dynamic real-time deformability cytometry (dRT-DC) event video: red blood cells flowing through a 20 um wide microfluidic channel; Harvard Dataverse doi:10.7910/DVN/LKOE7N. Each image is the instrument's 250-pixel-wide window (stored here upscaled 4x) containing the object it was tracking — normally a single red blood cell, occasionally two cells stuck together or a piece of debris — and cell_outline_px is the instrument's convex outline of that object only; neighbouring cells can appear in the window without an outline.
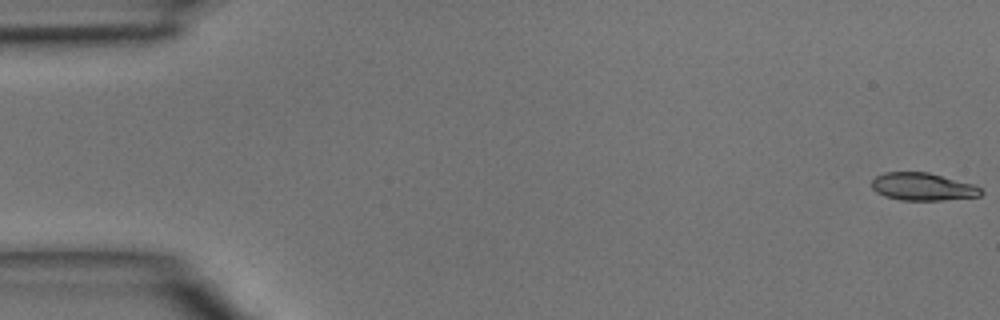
{"species": "common noctule bat (a hibernating species)", "species_latin": "Nyctalus noctula", "temperature_condition": "room temperature", "stored_images_in_passage": 45, "camera_frame_rate_fps": 3000, "um_per_image_px": 0.085, "animal": {"sex": "male", "body_mass_g": 15.6}, "frame": {"image": 1, "passage_image": 1, "time_ms": 0.0, "image_size_px": [1000, 320], "cell_outline_px": [[984, 192], [980, 196], [944, 200], [900, 200], [884, 196], [876, 192], [872, 188], [872, 180], [876, 176], [884, 172], [928, 172], [976, 184]], "centroid_in_image_um": [78.46, 15.87], "position_along_channel_um": 6.5, "area_um2": 17.8}}
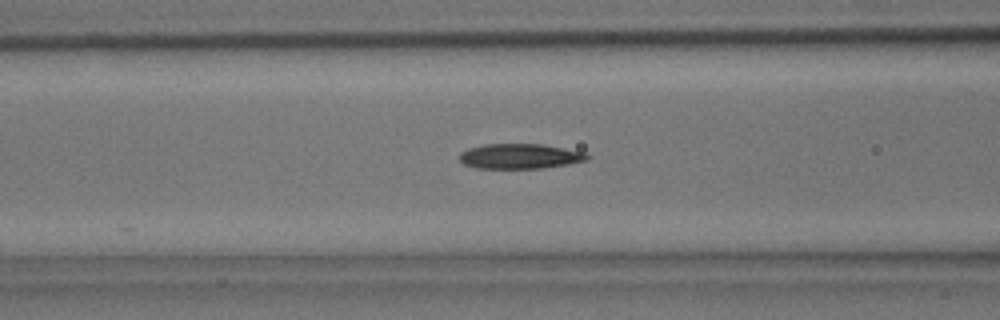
{"frame": {"image": 2, "passage_image": 18, "time_ms": 5.667, "image_size_px": [1000, 320], "cell_outline_px": [[588, 160], [568, 164], [544, 168], [476, 168], [464, 164], [460, 160], [460, 152], [468, 148], [484, 144], [540, 144], [564, 148], [584, 152], [588, 156]], "centroid_in_image_um": [44.17, 13.28], "position_along_channel_um": 122.4, "area_um2": 18.55}}
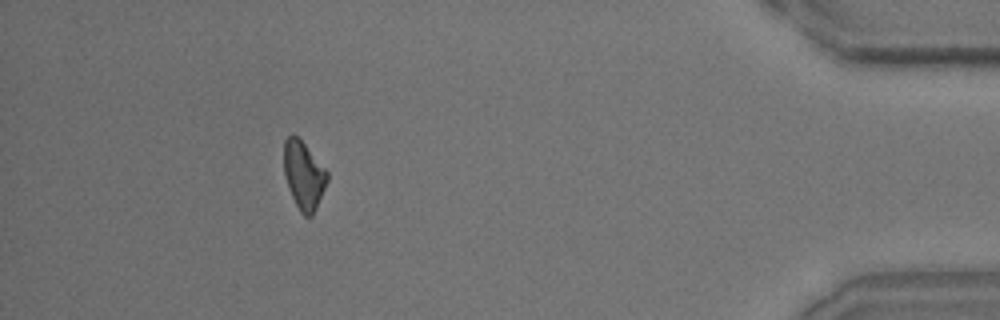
{"frame": {"image": 3, "passage_image": 41, "time_ms": 13.333, "image_size_px": [1000, 320], "cell_outline_px": [[328, 180], [316, 208], [312, 216], [304, 216], [300, 212], [288, 188], [284, 176], [284, 140], [292, 132], [304, 144], [328, 172]], "centroid_in_image_um": [25.8, 14.9], "position_along_channel_um": 409.4, "area_um2": 16.99}}